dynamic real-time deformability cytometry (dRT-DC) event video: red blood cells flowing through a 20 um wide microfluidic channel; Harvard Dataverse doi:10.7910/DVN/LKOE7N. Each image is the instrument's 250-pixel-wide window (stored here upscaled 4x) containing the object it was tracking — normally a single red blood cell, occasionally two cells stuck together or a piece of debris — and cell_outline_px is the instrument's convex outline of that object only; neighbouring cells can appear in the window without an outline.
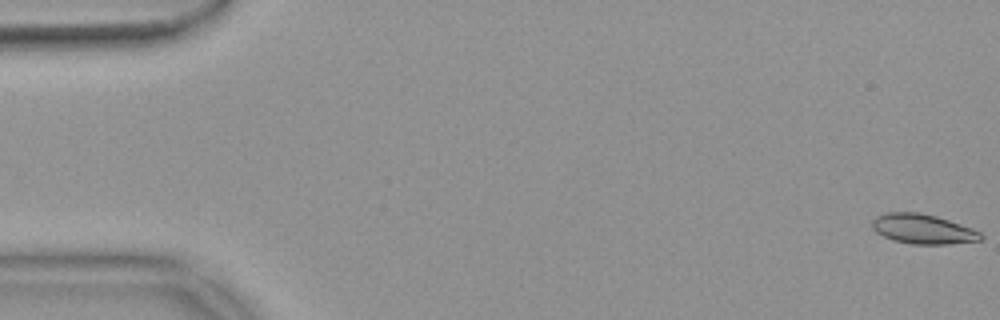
{"species": "common noctule bat (a hibernating species)", "species_latin": "Nyctalus noctula", "temperature_condition": "warm", "stored_images_in_passage": 55, "camera_frame_rate_fps": 3000, "um_per_image_px": 0.085, "animal": {"sex": "female", "body_mass_g": 18.4}, "frame": {"image": 1, "passage_image": 1, "time_ms": 0.0, "image_size_px": [1000, 320], "cell_outline_px": [[984, 236], [980, 240], [948, 244], [912, 244], [892, 240], [876, 232], [872, 228], [872, 220], [876, 216], [884, 212], [920, 212], [936, 216], [972, 228], [980, 232]], "centroid_in_image_um": [78.41, 19.46], "position_along_channel_um": 6.6, "area_um2": 18.84}}
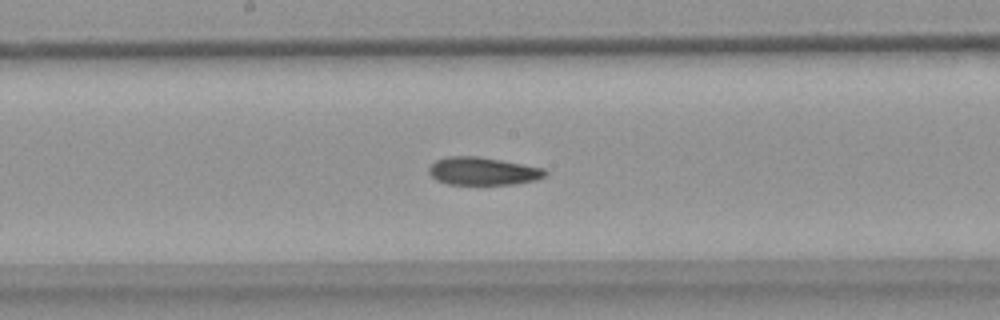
{"frame": {"image": 2, "passage_image": 29, "time_ms": 9.333, "image_size_px": [1000, 320], "cell_outline_px": [[548, 172], [544, 176], [536, 180], [512, 184], [448, 184], [436, 180], [428, 172], [428, 168], [436, 160], [448, 156], [480, 156], [544, 168]], "centroid_in_image_um": [41.03, 14.54], "position_along_channel_um": 207.2, "area_um2": 18.84}}
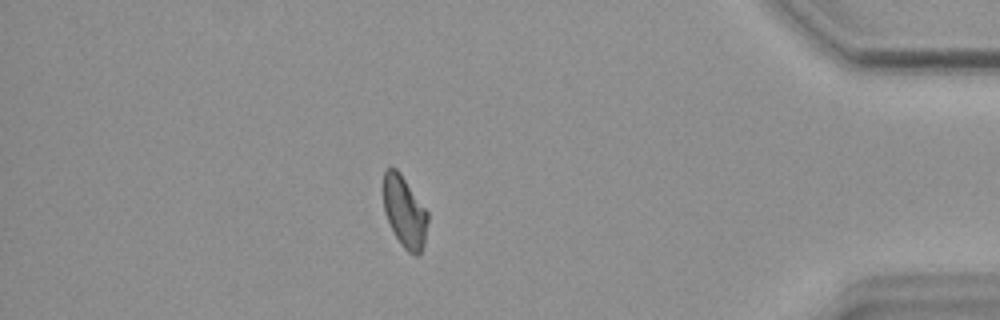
{"frame": {"image": 3, "passage_image": 48, "time_ms": 15.667, "image_size_px": [1000, 320], "cell_outline_px": [[428, 220], [424, 244], [420, 256], [416, 256], [408, 252], [400, 244], [384, 212], [384, 172], [388, 168], [396, 168], [400, 172], [428, 212]], "centroid_in_image_um": [34.41, 18.03], "position_along_channel_um": 400.8, "area_um2": 18.32}, "authors_computed_cell_mechanics": {"area_um2": 19.074, "velocity_mm_per_s": 3.7046, "shape_relaxation_time_tau1_ms": null, "shape_relaxation_time_tau2_ms": 3.6971, "deformation_change_tau1": null, "deformation_change_tau2": 0.0955}}